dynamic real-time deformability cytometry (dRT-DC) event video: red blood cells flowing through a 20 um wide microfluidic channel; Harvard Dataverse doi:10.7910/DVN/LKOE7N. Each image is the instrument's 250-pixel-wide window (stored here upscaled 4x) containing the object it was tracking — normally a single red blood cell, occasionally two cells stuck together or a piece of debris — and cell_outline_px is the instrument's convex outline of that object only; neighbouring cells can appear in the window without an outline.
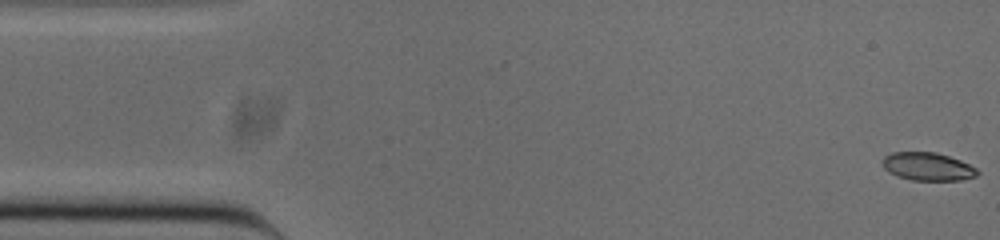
{"species": "common noctule bat (a hibernating species)", "species_latin": "Nyctalus noctula", "temperature_condition": "cold", "stored_images_in_passage": 52, "camera_frame_rate_fps": 3000, "um_per_image_px": 0.085, "animal": {"sex": "male", "body_mass_g": 20.0, "forearm_length_mm": 53.3}, "frame": {"image": 1, "passage_image": 1, "time_ms": 0.0, "image_size_px": [1000, 240], "cell_outline_px": [[980, 172], [976, 176], [960, 180], [912, 180], [896, 176], [888, 172], [880, 164], [880, 160], [884, 156], [892, 152], [936, 152], [960, 160], [976, 168]], "centroid_in_image_um": [78.8, 14.15], "position_along_channel_um": 6.2, "area_um2": 15.66}}
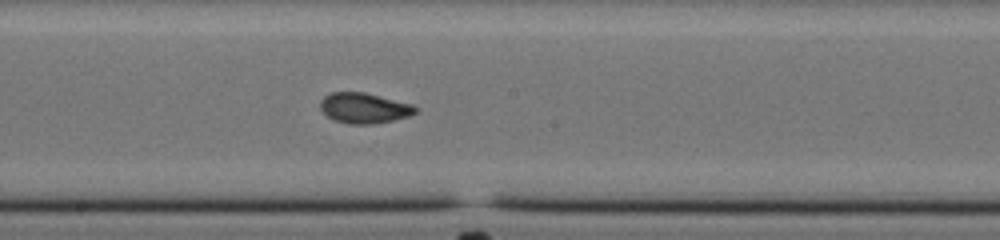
{"frame": {"image": 2, "passage_image": 27, "time_ms": 8.667, "image_size_px": [1000, 240], "cell_outline_px": [[420, 108], [416, 112], [408, 116], [392, 120], [372, 124], [348, 124], [332, 120], [320, 108], [320, 100], [324, 96], [332, 92], [364, 92], [412, 104]], "centroid_in_image_um": [30.94, 9.18], "position_along_channel_um": 217.3, "area_um2": 16.88}}
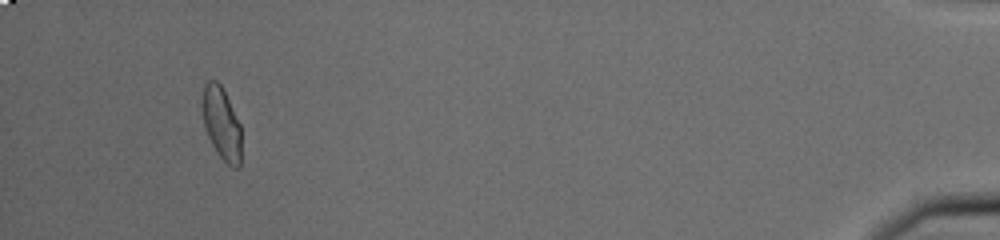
{"frame": {"image": 3, "passage_image": 49, "time_ms": 16.0, "image_size_px": [1000, 240], "cell_outline_px": [[240, 168], [232, 168], [216, 152], [204, 128], [200, 104], [204, 84], [208, 80], [216, 80], [220, 84], [240, 124]], "centroid_in_image_um": [18.78, 10.48], "position_along_channel_um": 416.4, "area_um2": 16.59}, "authors_computed_cell_mechanics": {"area_um2": 16.6753, "velocity_mm_per_s": 3.845, "shape_relaxation_time_tau1_ms": 6.2915, "shape_relaxation_time_tau2_ms": 0.8916, "deformation_change_tau1": 0.19, "deformation_change_tau2": 0.0527}}